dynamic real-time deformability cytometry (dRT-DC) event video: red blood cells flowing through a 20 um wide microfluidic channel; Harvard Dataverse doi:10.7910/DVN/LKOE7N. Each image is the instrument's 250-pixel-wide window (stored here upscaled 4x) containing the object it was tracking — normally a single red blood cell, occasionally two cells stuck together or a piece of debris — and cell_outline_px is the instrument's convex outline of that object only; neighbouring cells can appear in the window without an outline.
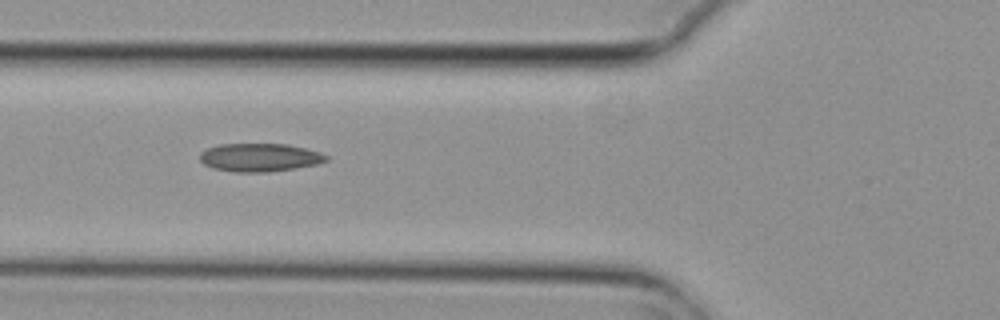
{"species": "common noctule bat (a hibernating species)", "species_latin": "Nyctalus noctula", "temperature_condition": "cold", "stored_images_in_passage": 8, "camera_frame_rate_fps": 3000, "um_per_image_px": 0.085, "animal": {"sex": "female", "body_mass_g": 29.2, "forearm_length_mm": 56.3}, "frame": {"image": 1, "passage_image": 4, "time_ms": 1.0, "image_size_px": [1000, 320], "cell_outline_px": [[328, 160], [316, 164], [296, 168], [268, 172], [236, 172], [212, 168], [204, 164], [200, 160], [200, 152], [208, 148], [220, 144], [288, 144], [320, 152], [328, 156]], "centroid_in_image_um": [22.07, 13.38], "position_along_channel_um": 103.7, "area_um2": 20.75}}
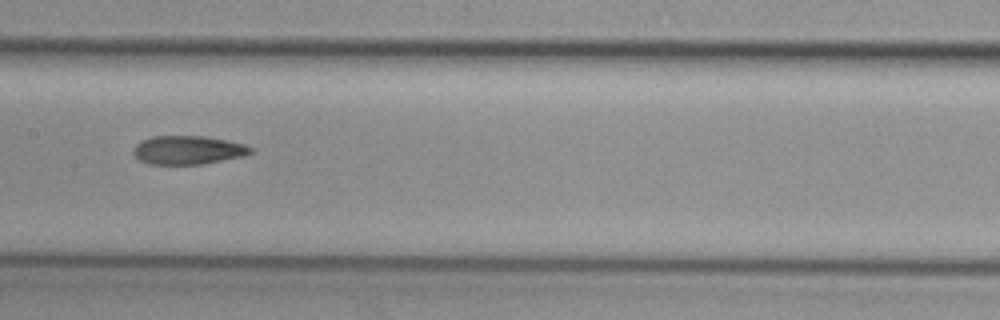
{"frame": {"image": 2, "passage_image": 6, "time_ms": 1.667, "image_size_px": [1000, 320], "cell_outline_px": [[252, 152], [244, 156], [200, 164], [148, 164], [140, 160], [132, 152], [132, 148], [140, 140], [152, 136], [208, 136], [244, 144], [252, 148]], "centroid_in_image_um": [15.94, 12.74], "position_along_channel_um": 191.5, "area_um2": 19.59}}
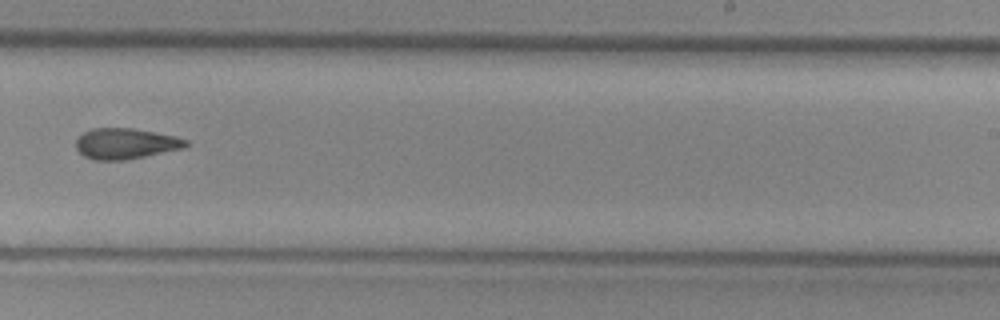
{"frame": {"image": 3, "passage_image": 8, "time_ms": 2.333, "image_size_px": [1000, 320], "cell_outline_px": [[192, 144], [184, 148], [124, 160], [92, 160], [84, 156], [76, 148], [76, 140], [84, 132], [92, 128], [132, 128], [156, 132], [176, 136], [188, 140]], "centroid_in_image_um": [10.71, 12.2], "position_along_channel_um": 278.3, "area_um2": 19.77}}